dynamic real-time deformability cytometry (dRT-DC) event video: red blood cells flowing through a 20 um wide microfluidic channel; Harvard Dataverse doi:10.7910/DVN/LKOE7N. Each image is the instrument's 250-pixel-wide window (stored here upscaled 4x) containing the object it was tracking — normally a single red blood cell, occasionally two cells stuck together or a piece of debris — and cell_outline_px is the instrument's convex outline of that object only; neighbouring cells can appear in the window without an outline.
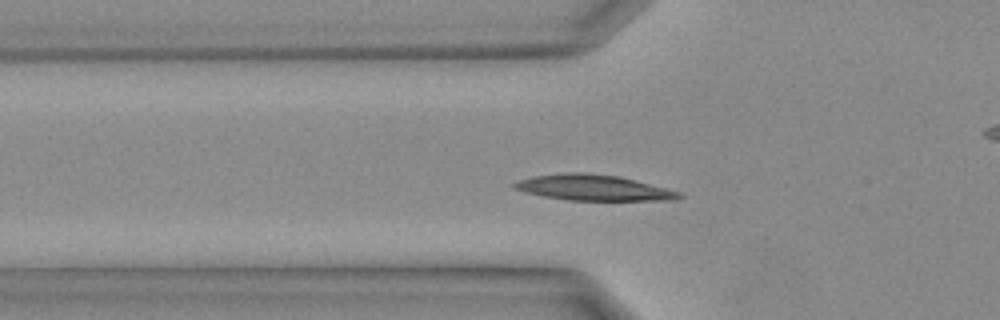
{"species": "Egyptian fruit bat (a non-hibernating species)", "species_latin": "Rousettus aegyptiacus", "temperature_condition": "warm", "stored_images_in_passage": 31, "camera_frame_rate_fps": 3000, "um_per_image_px": 0.085, "animal": {"sex": "female"}, "frame": {"image": 1, "passage_image": 8, "time_ms": 2.333, "image_size_px": [1000, 320], "cell_outline_px": [[684, 196], [676, 200], [568, 200], [544, 196], [524, 192], [516, 188], [512, 184], [520, 180], [532, 176], [564, 172], [584, 172], [620, 176], [680, 192]], "centroid_in_image_um": [50.45, 15.94], "position_along_channel_um": 75.4, "area_um2": 24.57}}
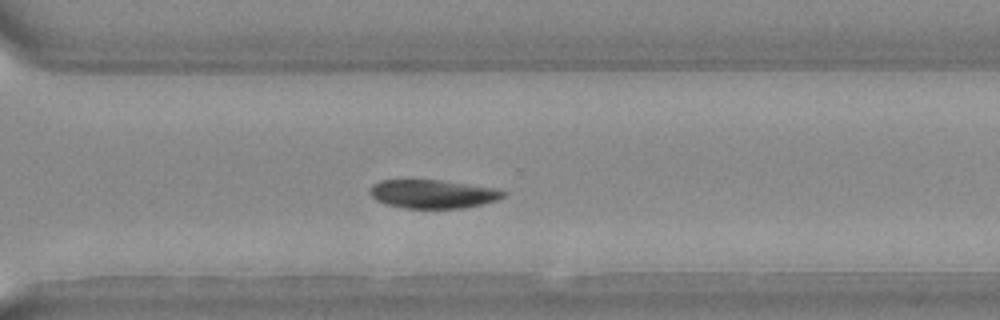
{"frame": {"image": 2, "passage_image": 21, "time_ms": 6.667, "image_size_px": [1000, 320], "cell_outline_px": [[504, 196], [496, 200], [464, 208], [404, 208], [388, 204], [376, 200], [368, 192], [372, 184], [380, 180], [440, 180], [496, 188], [504, 192]], "centroid_in_image_um": [36.75, 16.48], "position_along_channel_um": 333.9, "area_um2": 22.02}}
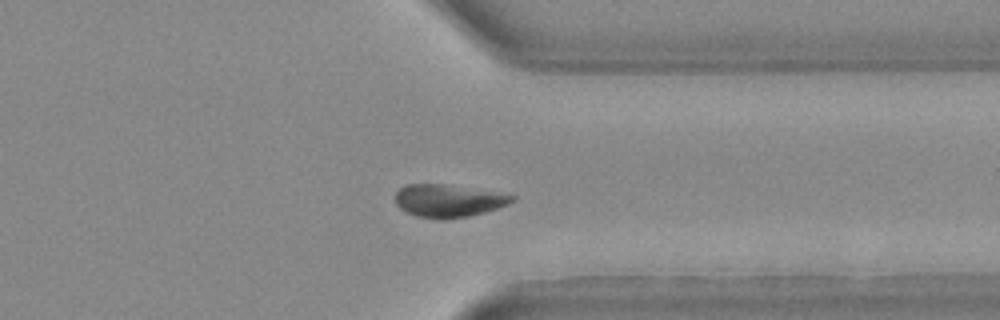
{"frame": {"image": 3, "passage_image": 23, "time_ms": 7.333, "image_size_px": [1000, 320], "cell_outline_px": [[516, 200], [508, 204], [484, 212], [468, 216], [444, 220], [436, 220], [416, 216], [400, 208], [396, 204], [396, 192], [404, 184], [444, 184], [516, 196]], "centroid_in_image_um": [38.06, 17.08], "position_along_channel_um": 373.3, "area_um2": 22.08}}